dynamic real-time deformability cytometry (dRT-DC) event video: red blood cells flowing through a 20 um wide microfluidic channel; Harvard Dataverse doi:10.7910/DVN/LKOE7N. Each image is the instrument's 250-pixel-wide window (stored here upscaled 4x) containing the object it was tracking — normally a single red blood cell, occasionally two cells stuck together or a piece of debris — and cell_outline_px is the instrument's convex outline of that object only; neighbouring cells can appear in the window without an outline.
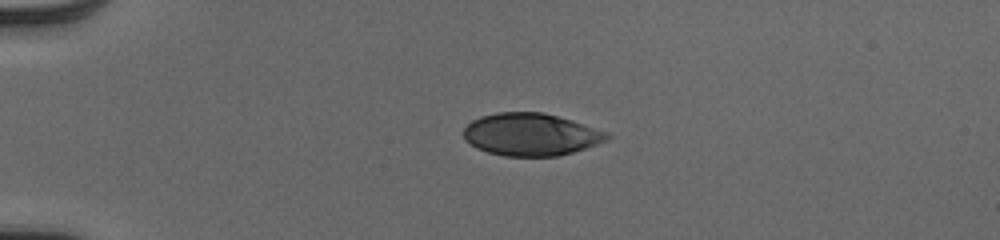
{"species": "human", "species_latin": "Homo sapiens", "temperature_condition": "cold", "stored_images_in_passage": 40, "camera_frame_rate_fps": 3000, "um_per_image_px": 0.085, "donor": {"sex": "male"}, "frame": {"image": 1, "passage_image": 1, "time_ms": 0.0, "image_size_px": [1000, 240], "cell_outline_px": [[608, 136], [604, 140], [596, 144], [572, 152], [556, 156], [504, 156], [488, 152], [476, 148], [464, 140], [464, 128], [472, 120], [480, 116], [496, 112], [540, 112], [572, 120], [608, 132]], "centroid_in_image_um": [45.06, 11.42], "position_along_channel_um": 39.9, "area_um2": 35.2}}
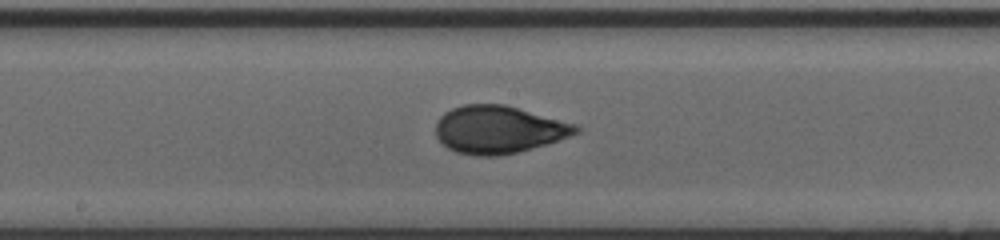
{"frame": {"image": 2, "passage_image": 17, "time_ms": 5.333, "image_size_px": [1000, 240], "cell_outline_px": [[580, 132], [532, 148], [500, 156], [476, 156], [456, 152], [448, 148], [436, 136], [436, 124], [440, 116], [444, 112], [452, 108], [464, 104], [504, 104], [576, 124], [580, 128]], "centroid_in_image_um": [42.35, 11.01], "position_along_channel_um": 205.9, "area_um2": 38.67}}
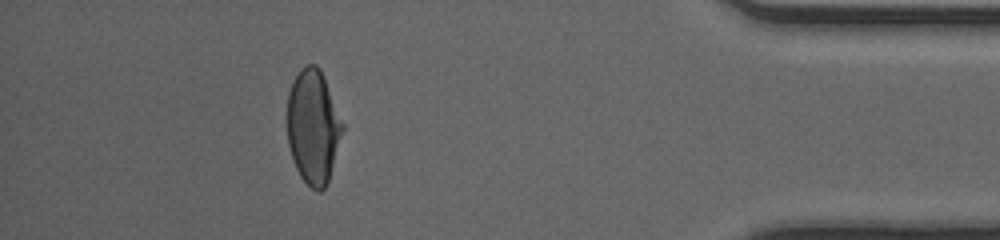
{"frame": {"image": 3, "passage_image": 35, "time_ms": 11.333, "image_size_px": [1000, 240], "cell_outline_px": [[344, 128], [328, 184], [320, 192], [316, 192], [300, 176], [296, 168], [288, 144], [288, 92], [292, 80], [300, 68], [304, 64], [316, 64], [320, 68], [344, 124]], "centroid_in_image_um": [26.63, 10.76], "position_along_channel_um": 408.6, "area_um2": 36.93}, "authors_computed_cell_mechanics": {"area_um2": 38.2058, "velocity_mm_per_s": 4.0689, "shape_relaxation_time_tau1_ms": 5.2297, "shape_relaxation_time_tau2_ms": null, "deformation_change_tau1": 0.2056, "deformation_change_tau2": null}}